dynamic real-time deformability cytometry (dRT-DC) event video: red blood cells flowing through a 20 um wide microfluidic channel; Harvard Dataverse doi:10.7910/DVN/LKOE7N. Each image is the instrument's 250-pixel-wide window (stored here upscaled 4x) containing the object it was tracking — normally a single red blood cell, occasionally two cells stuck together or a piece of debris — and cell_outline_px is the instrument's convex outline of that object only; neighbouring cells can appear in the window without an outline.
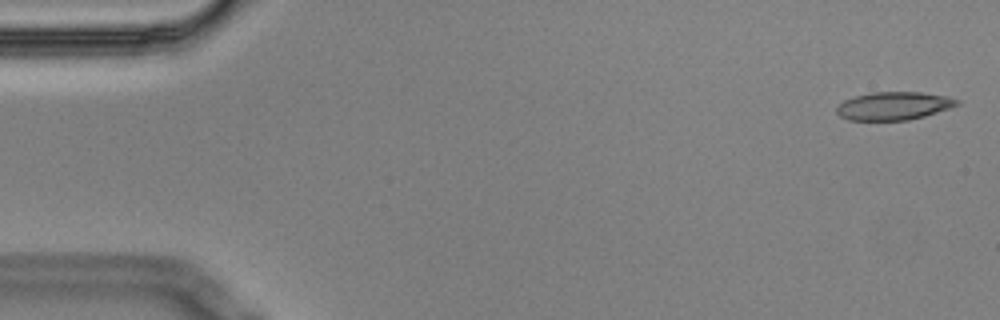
{"species": "Egyptian fruit bat (a non-hibernating species)", "species_latin": "Rousettus aegyptiacus", "temperature_condition": "cold", "stored_images_in_passage": 5, "camera_frame_rate_fps": 3000, "um_per_image_px": 0.085, "animal": {"sex": "male"}, "frame": {"image": 1, "passage_image": 1, "time_ms": 0.0, "image_size_px": [1000, 320], "cell_outline_px": [[960, 104], [924, 116], [908, 120], [848, 120], [840, 116], [836, 112], [836, 108], [844, 100], [856, 96], [872, 92], [920, 92], [948, 96], [960, 100]], "centroid_in_image_um": [75.97, 9.0], "position_along_channel_um": 9.0, "area_um2": 19.59}}